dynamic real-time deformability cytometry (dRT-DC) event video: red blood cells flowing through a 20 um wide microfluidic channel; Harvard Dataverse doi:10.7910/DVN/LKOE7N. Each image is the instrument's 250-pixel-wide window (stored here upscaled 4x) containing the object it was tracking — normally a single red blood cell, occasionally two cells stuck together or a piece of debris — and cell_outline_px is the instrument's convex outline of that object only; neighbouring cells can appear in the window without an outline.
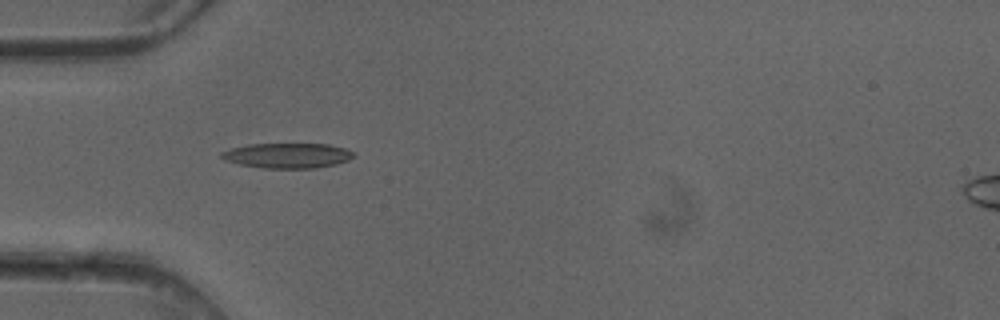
{"species": "common noctule bat (a hibernating species)", "species_latin": "Nyctalus noctula", "temperature_condition": "cold", "stored_images_in_passage": 6, "camera_frame_rate_fps": 3000, "um_per_image_px": 0.085, "animal": {"sex": "female"}, "frame": {"image": 1, "passage_image": 5, "time_ms": 1.333, "image_size_px": [1000, 320], "cell_outline_px": [[356, 156], [348, 160], [336, 164], [316, 168], [264, 168], [240, 164], [228, 160], [220, 156], [220, 152], [232, 148], [248, 144], [328, 144], [344, 148], [352, 152]], "centroid_in_image_um": [24.46, 13.22], "position_along_channel_um": 60.5, "area_um2": 19.13}}